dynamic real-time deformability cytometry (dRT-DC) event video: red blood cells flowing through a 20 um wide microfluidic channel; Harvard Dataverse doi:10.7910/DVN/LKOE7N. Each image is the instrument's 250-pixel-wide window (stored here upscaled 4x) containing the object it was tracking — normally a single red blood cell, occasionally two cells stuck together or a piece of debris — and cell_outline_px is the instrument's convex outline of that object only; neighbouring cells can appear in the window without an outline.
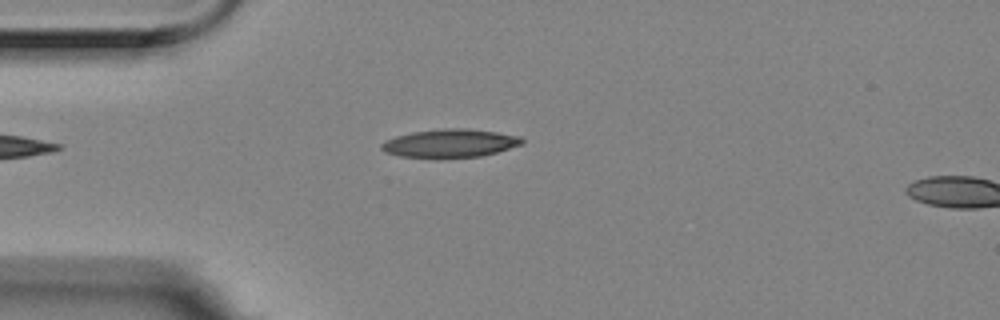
{"species": "Egyptian fruit bat (a non-hibernating species)", "species_latin": "Rousettus aegyptiacus", "temperature_condition": "room temperature", "stored_images_in_passage": 3, "camera_frame_rate_fps": 3000, "um_per_image_px": 0.085, "animal": {"sex": "female"}, "frame": {"image": 1, "passage_image": 3, "time_ms": 0.667, "image_size_px": [1000, 320], "cell_outline_px": [[524, 144], [496, 152], [480, 156], [432, 160], [400, 156], [384, 152], [380, 148], [380, 144], [384, 140], [396, 136], [412, 132], [452, 128], [468, 128], [496, 132], [520, 136], [524, 140]], "centroid_in_image_um": [38.21, 12.21], "position_along_channel_um": 46.8, "area_um2": 23.76}}